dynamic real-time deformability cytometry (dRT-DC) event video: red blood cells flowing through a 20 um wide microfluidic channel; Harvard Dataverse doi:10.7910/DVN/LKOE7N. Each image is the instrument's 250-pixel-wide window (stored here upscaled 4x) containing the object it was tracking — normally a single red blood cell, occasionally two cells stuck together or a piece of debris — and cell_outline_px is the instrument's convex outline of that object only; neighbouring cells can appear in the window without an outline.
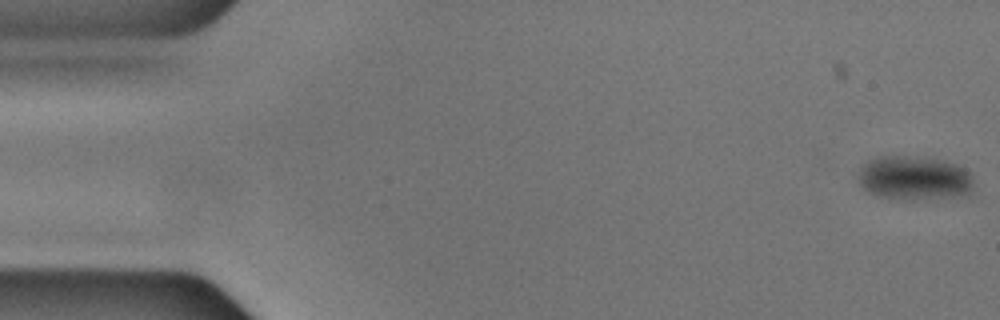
{"species": "common noctule bat (a hibernating species)", "species_latin": "Nyctalus noctula", "temperature_condition": "cold", "stored_images_in_passage": 47, "camera_frame_rate_fps": 3000, "um_per_image_px": 0.085, "animal": {"sex": "male", "body_mass_g": 17.9, "forearm_length_mm": 54.2}, "frame": {"image": 1, "passage_image": 1, "time_ms": 0.0, "image_size_px": [1000, 320], "cell_outline_px": [[972, 192], [968, 196], [880, 196], [868, 192], [860, 184], [856, 176], [856, 172], [868, 160], [876, 156], [924, 156], [956, 164], [964, 168], [972, 176]], "centroid_in_image_um": [77.69, 15.06], "position_along_channel_um": 7.3, "area_um2": 28.96}}
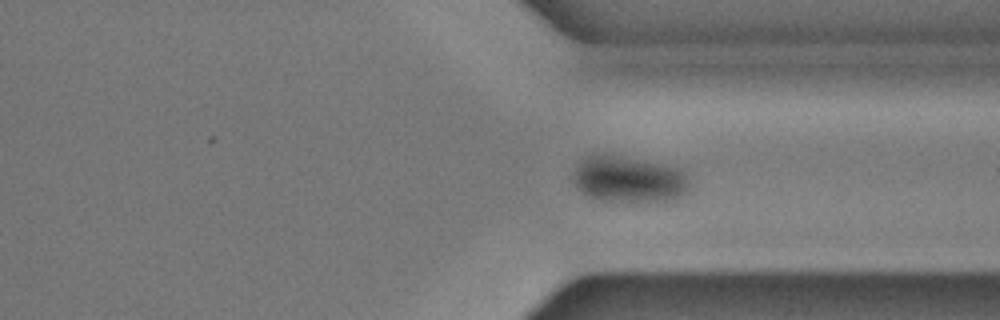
{"frame": {"image": 2, "passage_image": 33, "time_ms": 10.667, "image_size_px": [1000, 320], "cell_outline_px": [[688, 192], [680, 200], [660, 204], [620, 204], [596, 200], [580, 192], [576, 188], [572, 180], [572, 172], [576, 164], [584, 156], [596, 152], [608, 152], [664, 164], [680, 168], [688, 172]], "centroid_in_image_um": [53.45, 15.28], "position_along_channel_um": 358.0, "area_um2": 34.39}}
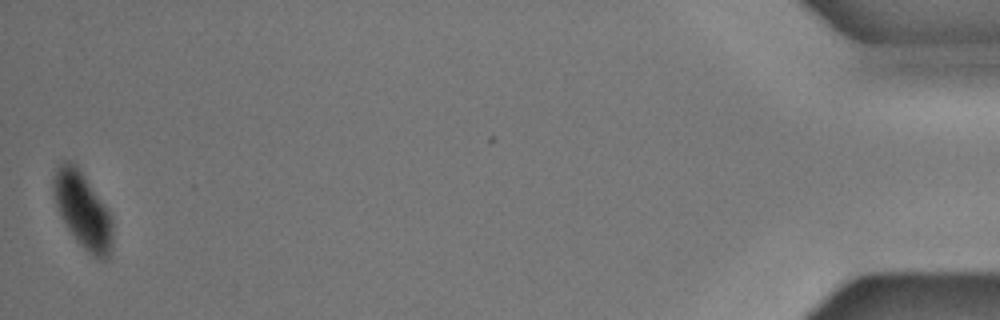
{"frame": {"image": 3, "passage_image": 47, "time_ms": 15.333, "image_size_px": [1000, 320], "cell_outline_px": [[112, 256], [108, 260], [100, 260], [88, 252], [76, 240], [60, 216], [52, 192], [52, 176], [56, 168], [64, 160], [68, 160], [76, 164], [104, 204], [112, 216]], "centroid_in_image_um": [7.03, 17.89], "position_along_channel_um": 428.2, "area_um2": 26.36}}